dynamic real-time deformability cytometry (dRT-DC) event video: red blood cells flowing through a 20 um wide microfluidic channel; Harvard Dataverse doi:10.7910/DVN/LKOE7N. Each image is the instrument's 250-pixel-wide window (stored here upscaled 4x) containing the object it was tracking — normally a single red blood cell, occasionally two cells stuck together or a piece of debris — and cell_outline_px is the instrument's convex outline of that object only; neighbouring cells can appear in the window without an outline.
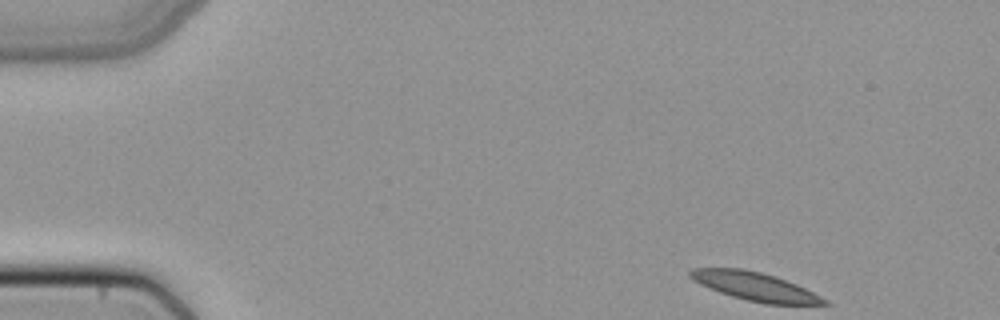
{"species": "common noctule bat (a hibernating species)", "species_latin": "Nyctalus noctula", "temperature_condition": "cold", "stored_images_in_passage": 47, "segment_of_instrument_passage": [1, 2], "camera_frame_rate_fps": 3000, "um_per_image_px": 0.085, "animal": {"sex": "female", "body_mass_g": 22.7, "forearm_length_mm": 54.2}, "frame": {"image": 1, "passage_image": 1, "time_ms": 0.0, "image_size_px": [1000, 320], "cell_outline_px": [[832, 304], [764, 304], [732, 296], [708, 288], [692, 280], [688, 276], [688, 272], [692, 268], [744, 268], [776, 276], [796, 284], [828, 300]], "centroid_in_image_um": [64.14, 24.34], "position_along_channel_um": 20.9, "area_um2": 22.14}}
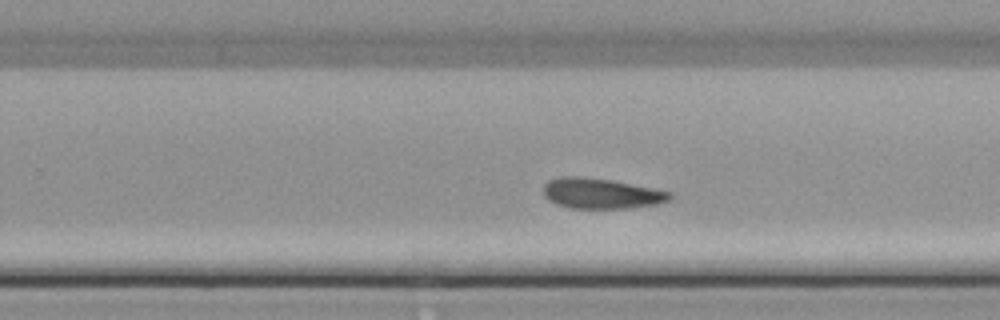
{"frame": {"image": 2, "passage_image": 28, "time_ms": 9.0, "image_size_px": [1000, 320], "cell_outline_px": [[672, 196], [668, 200], [656, 204], [628, 208], [572, 208], [556, 204], [548, 200], [544, 196], [544, 184], [548, 180], [560, 176], [580, 176], [612, 180], [672, 192]], "centroid_in_image_um": [51.06, 16.43], "position_along_channel_um": 278.7, "area_um2": 22.37}}
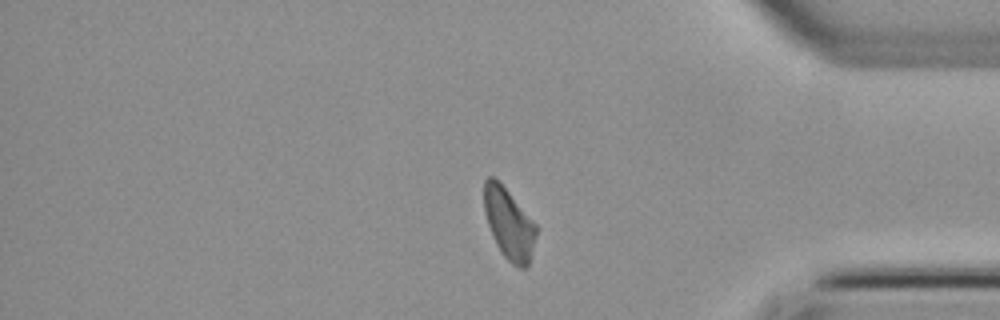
{"frame": {"image": 3, "passage_image": 38, "time_ms": 12.333, "image_size_px": [1000, 320], "cell_outline_px": [[536, 236], [528, 268], [516, 268], [500, 252], [492, 236], [484, 212], [484, 180], [488, 176], [492, 176], [508, 192], [536, 224]], "centroid_in_image_um": [43.25, 19.07], "position_along_channel_um": 391.9, "area_um2": 21.33}}